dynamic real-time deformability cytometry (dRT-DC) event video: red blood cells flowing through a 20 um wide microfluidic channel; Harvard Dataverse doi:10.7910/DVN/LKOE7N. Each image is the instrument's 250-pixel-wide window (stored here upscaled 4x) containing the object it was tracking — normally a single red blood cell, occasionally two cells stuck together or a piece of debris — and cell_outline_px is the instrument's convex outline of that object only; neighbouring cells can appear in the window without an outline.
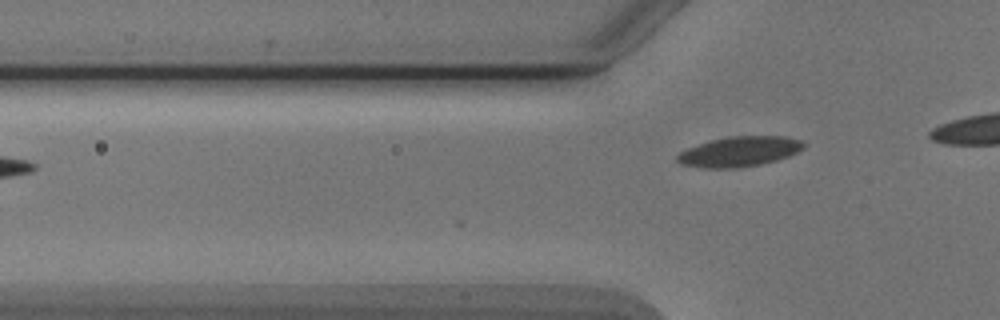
{"species": "Egyptian fruit bat (a non-hibernating species)", "species_latin": "Rousettus aegyptiacus", "temperature_condition": "cold", "stored_images_in_passage": 2, "camera_frame_rate_fps": 3000, "um_per_image_px": 0.085, "animal": {"sex": "male"}, "frame": {"image": 1, "passage_image": 2, "time_ms": 1.333, "image_size_px": [1000, 320], "cell_outline_px": [[808, 144], [804, 148], [788, 156], [776, 160], [760, 164], [732, 168], [708, 168], [684, 164], [676, 160], [676, 156], [680, 152], [688, 148], [712, 140], [732, 136], [784, 136], [800, 140]], "centroid_in_image_um": [62.89, 12.87], "position_along_channel_um": 62.9, "area_um2": 21.79}}